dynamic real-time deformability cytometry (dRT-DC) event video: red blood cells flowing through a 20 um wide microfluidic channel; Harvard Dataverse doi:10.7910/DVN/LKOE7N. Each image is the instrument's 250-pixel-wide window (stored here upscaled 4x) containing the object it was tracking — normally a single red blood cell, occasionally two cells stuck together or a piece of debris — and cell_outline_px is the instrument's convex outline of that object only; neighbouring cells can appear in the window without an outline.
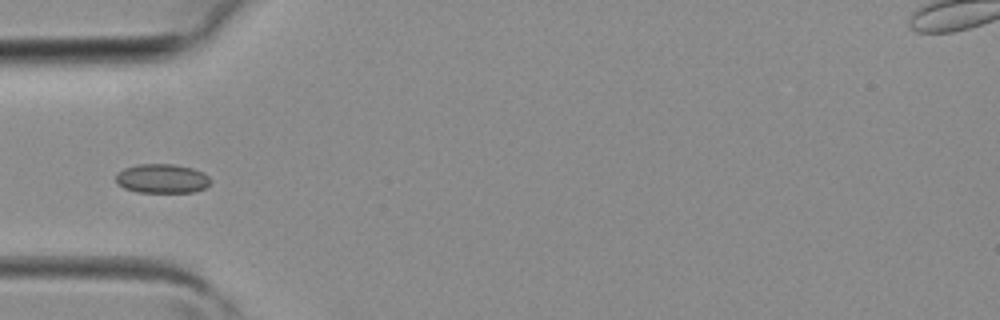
{"species": "common noctule bat (a hibernating species)", "species_latin": "Nyctalus noctula", "temperature_condition": "room temperature", "stored_images_in_passage": 3, "camera_frame_rate_fps": 3000, "um_per_image_px": 0.085, "animal": {"sex": "female", "body_mass_g": 19.3, "forearm_length_mm": 54.1}, "frame": {"image": 1, "passage_image": 3, "time_ms": 0.667, "image_size_px": [1000, 320], "cell_outline_px": [[212, 180], [204, 188], [192, 192], [136, 192], [124, 188], [116, 184], [116, 172], [124, 168], [140, 164], [172, 164], [192, 168], [204, 172]], "centroid_in_image_um": [13.75, 15.18], "position_along_channel_um": 71.3, "area_um2": 16.18}}